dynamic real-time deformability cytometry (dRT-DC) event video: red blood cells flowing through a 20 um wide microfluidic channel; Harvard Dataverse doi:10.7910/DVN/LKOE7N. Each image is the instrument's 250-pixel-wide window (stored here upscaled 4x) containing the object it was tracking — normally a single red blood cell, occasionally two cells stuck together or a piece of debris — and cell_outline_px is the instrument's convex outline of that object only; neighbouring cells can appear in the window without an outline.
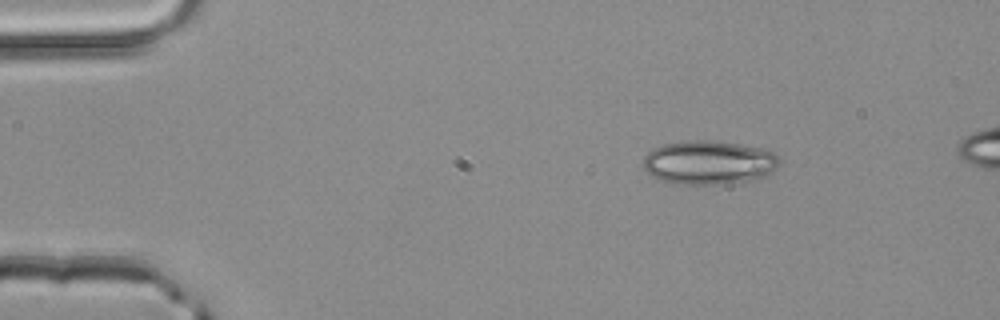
{"species": "common noctule bat (a hibernating species)", "species_latin": "Nyctalus noctula", "temperature_condition": "room temperature", "stored_images_in_passage": 4, "camera_frame_rate_fps": 3000, "um_per_image_px": 0.085, "animal": {"sex": "male", "body_mass_g": 20.4}, "frame": {"image": 1, "passage_image": 2, "time_ms": 0.333, "image_size_px": [1000, 320], "cell_outline_px": [[780, 164], [776, 168], [764, 176], [756, 180], [720, 184], [672, 184], [660, 180], [652, 176], [644, 168], [644, 156], [648, 152], [664, 144], [688, 140], [712, 140], [768, 148], [780, 160]], "centroid_in_image_um": [60.28, 13.81], "position_along_channel_um": 24.7, "area_um2": 35.08}}